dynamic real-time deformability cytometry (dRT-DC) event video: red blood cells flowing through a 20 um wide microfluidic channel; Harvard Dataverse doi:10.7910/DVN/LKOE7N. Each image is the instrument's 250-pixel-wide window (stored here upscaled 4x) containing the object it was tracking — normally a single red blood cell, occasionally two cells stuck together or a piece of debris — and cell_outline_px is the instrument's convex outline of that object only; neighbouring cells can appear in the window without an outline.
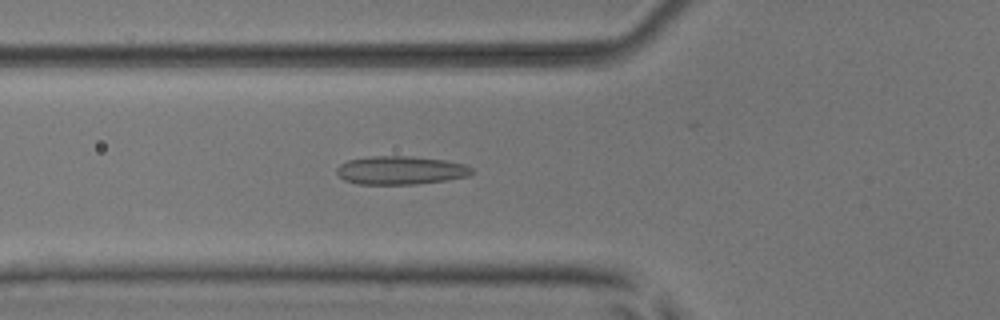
{"species": "common noctule bat (a hibernating species)", "species_latin": "Nyctalus noctula", "temperature_condition": "room temperature", "stored_images_in_passage": 36, "camera_frame_rate_fps": 3000, "um_per_image_px": 0.085, "animal": {"sex": "male", "body_mass_g": 17.9, "forearm_length_mm": 54.2}, "frame": {"image": 1, "passage_image": 3, "time_ms": 0.667, "image_size_px": [1000, 320], "cell_outline_px": [[472, 172], [468, 176], [448, 180], [416, 184], [356, 184], [344, 180], [336, 172], [336, 168], [340, 164], [348, 160], [372, 156], [412, 156], [444, 160], [464, 164], [472, 168]], "centroid_in_image_um": [34.03, 14.48], "position_along_channel_um": 91.8, "area_um2": 22.37}}
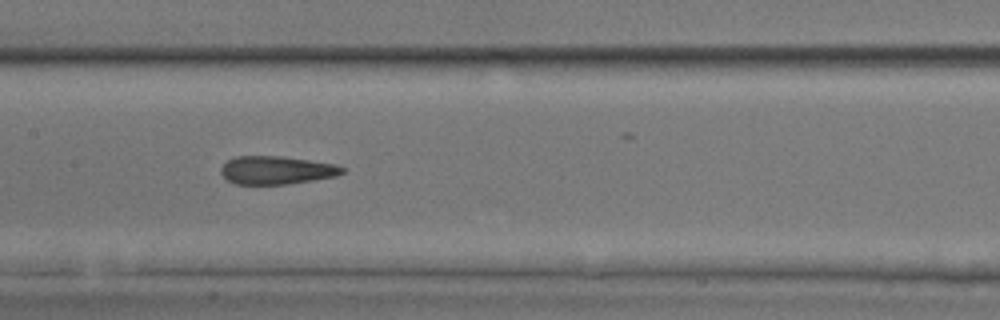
{"frame": {"image": 2, "passage_image": 10, "time_ms": 3.0, "image_size_px": [1000, 320], "cell_outline_px": [[344, 172], [336, 176], [288, 184], [236, 184], [228, 180], [220, 172], [220, 168], [228, 160], [236, 156], [280, 156], [336, 164], [344, 168]], "centroid_in_image_um": [23.49, 14.46], "position_along_channel_um": 183.9, "area_um2": 19.77}}
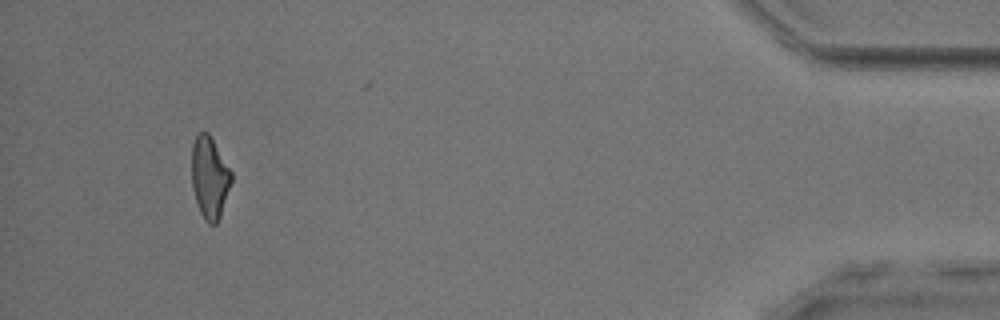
{"frame": {"image": 3, "passage_image": 33, "time_ms": 10.667, "image_size_px": [1000, 320], "cell_outline_px": [[232, 180], [220, 216], [216, 224], [208, 224], [204, 220], [200, 212], [192, 188], [192, 144], [196, 136], [200, 132], [208, 132], [232, 172]], "centroid_in_image_um": [17.81, 15.1], "position_along_channel_um": 417.4, "area_um2": 18.79}, "authors_computed_cell_mechanics": {"area_um2": 20.1433, "velocity_mm_per_s": 3.945, "shape_relaxation_time_tau1_ms": null, "shape_relaxation_time_tau2_ms": 1.856, "deformation_change_tau1": null, "deformation_change_tau2": 0.1019}}